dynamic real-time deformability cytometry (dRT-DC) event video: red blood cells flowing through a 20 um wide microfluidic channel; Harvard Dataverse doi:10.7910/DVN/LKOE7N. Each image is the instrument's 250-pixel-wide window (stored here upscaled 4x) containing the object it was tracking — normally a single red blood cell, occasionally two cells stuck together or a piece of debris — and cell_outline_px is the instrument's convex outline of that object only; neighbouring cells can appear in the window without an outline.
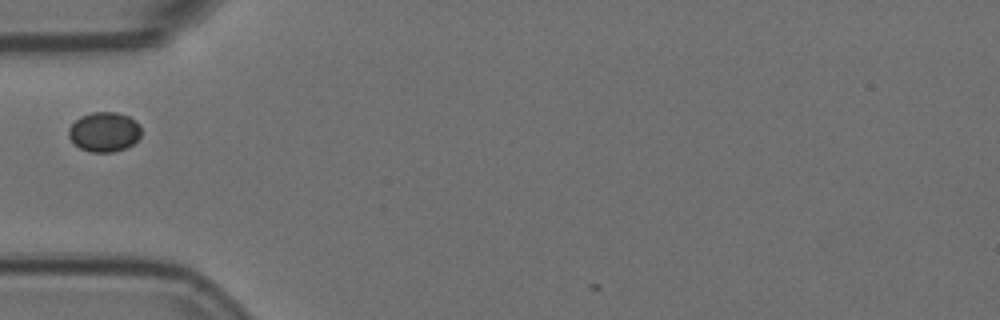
{"species": "Egyptian fruit bat (a non-hibernating species)", "species_latin": "Rousettus aegyptiacus", "temperature_condition": "room temperature", "stored_images_in_passage": 4, "camera_frame_rate_fps": 3000, "um_per_image_px": 0.085, "animal": {"sex": "female"}, "frame": {"image": 1, "passage_image": 1, "time_ms": 0.0, "image_size_px": [1000, 320], "cell_outline_px": [[140, 136], [132, 144], [124, 148], [112, 152], [92, 152], [80, 148], [68, 136], [68, 128], [80, 116], [92, 112], [116, 112], [128, 116], [140, 124]], "centroid_in_image_um": [8.85, 11.2], "position_along_channel_um": 76.1, "area_um2": 16.65}}
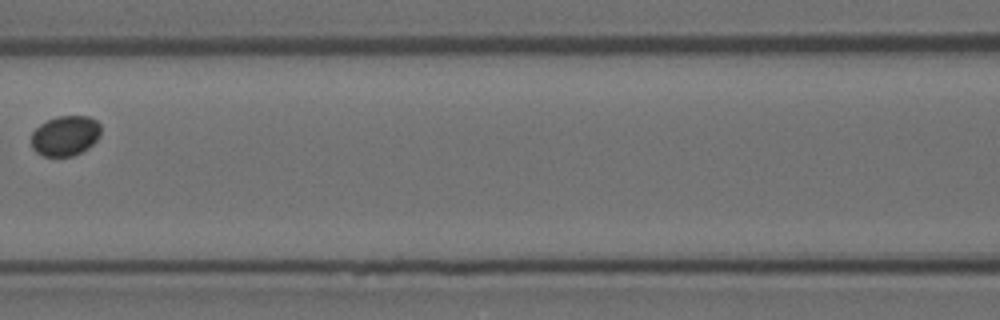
{"frame": {"image": 2, "passage_image": 3, "time_ms": 0.667, "image_size_px": [1000, 320], "cell_outline_px": [[100, 136], [88, 148], [72, 156], [44, 156], [36, 152], [32, 148], [32, 132], [40, 124], [56, 116], [88, 116], [96, 120], [100, 124]], "centroid_in_image_um": [5.55, 11.53], "position_along_channel_um": 161.1, "area_um2": 16.24}}
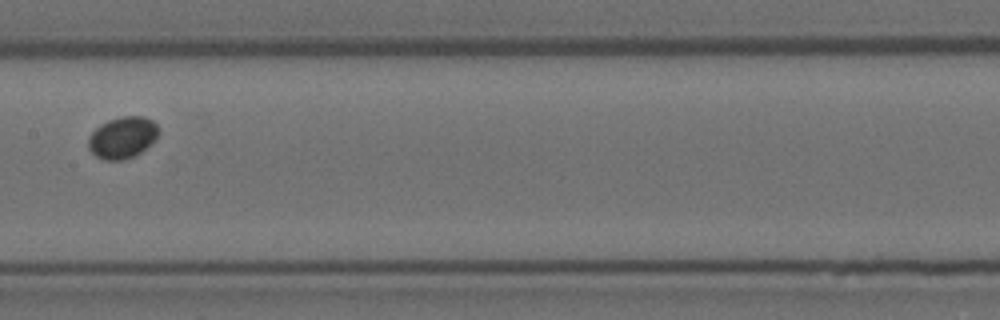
{"frame": {"image": 3, "passage_image": 4, "time_ms": 1.0, "image_size_px": [1000, 320], "cell_outline_px": [[160, 132], [140, 152], [124, 160], [104, 160], [96, 156], [88, 148], [88, 136], [100, 124], [108, 120], [124, 116], [144, 116], [152, 120], [160, 128]], "centroid_in_image_um": [10.39, 11.67], "position_along_channel_um": 197.0, "area_um2": 16.88}}